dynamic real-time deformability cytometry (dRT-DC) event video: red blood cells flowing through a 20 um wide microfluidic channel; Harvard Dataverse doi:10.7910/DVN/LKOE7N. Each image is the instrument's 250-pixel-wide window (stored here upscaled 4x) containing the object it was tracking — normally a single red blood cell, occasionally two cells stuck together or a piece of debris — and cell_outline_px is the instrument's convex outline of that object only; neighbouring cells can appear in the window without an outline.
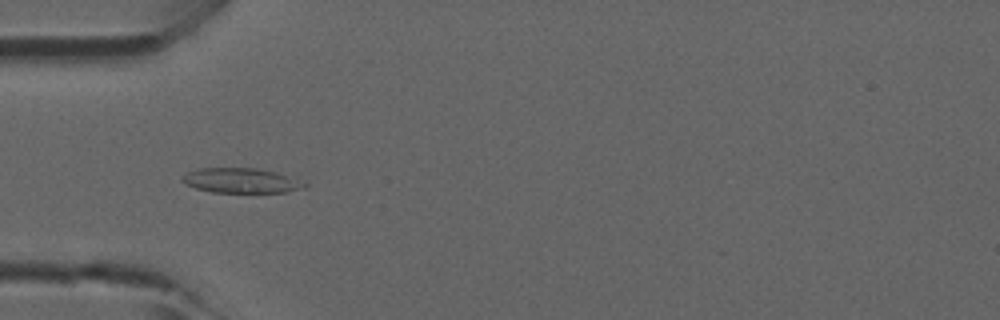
{"species": "common noctule bat (a hibernating species)", "species_latin": "Nyctalus noctula", "temperature_condition": "room temperature", "stored_images_in_passage": 6, "camera_frame_rate_fps": 3000, "um_per_image_px": 0.085, "animal": {"sex": "male", "forearm_length_mm": 52.5}, "frame": {"image": 1, "passage_image": 5, "time_ms": 1.333, "image_size_px": [1000, 320], "cell_outline_px": [[308, 188], [288, 192], [212, 192], [196, 188], [184, 184], [180, 180], [188, 172], [200, 168], [256, 168], [296, 176], [308, 184]], "centroid_in_image_um": [20.6, 15.35], "position_along_channel_um": 64.4, "area_um2": 18.03}}